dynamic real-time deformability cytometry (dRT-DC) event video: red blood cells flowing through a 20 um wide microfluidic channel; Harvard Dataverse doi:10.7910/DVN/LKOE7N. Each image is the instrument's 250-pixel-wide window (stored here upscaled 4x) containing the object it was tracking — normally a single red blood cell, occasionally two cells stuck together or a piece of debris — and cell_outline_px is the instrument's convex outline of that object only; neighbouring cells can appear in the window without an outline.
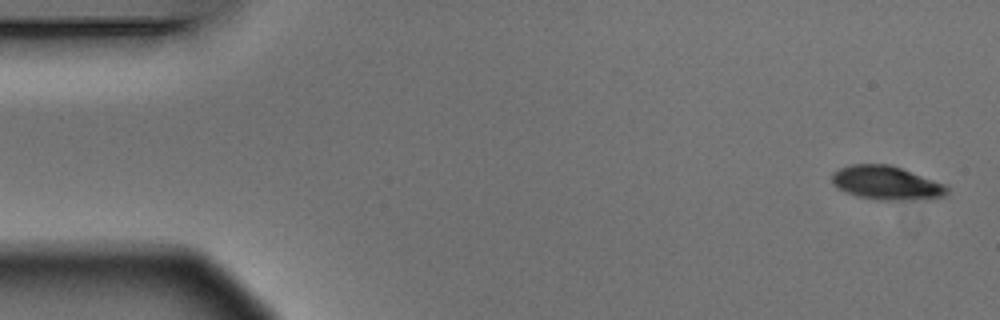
{"species": "Egyptian fruit bat (a non-hibernating species)", "species_latin": "Rousettus aegyptiacus", "temperature_condition": "warm", "stored_images_in_passage": 5, "camera_frame_rate_fps": 3000, "um_per_image_px": 0.085, "animal": {"sex": "male"}, "frame": {"image": 1, "passage_image": 1, "time_ms": 0.0, "image_size_px": [1000, 320], "cell_outline_px": [[948, 192], [944, 196], [928, 200], [880, 200], [856, 196], [836, 188], [832, 184], [832, 172], [840, 168], [852, 164], [888, 164], [900, 168], [944, 184], [948, 188]], "centroid_in_image_um": [75.32, 15.56], "position_along_channel_um": 9.7, "area_um2": 22.72}}
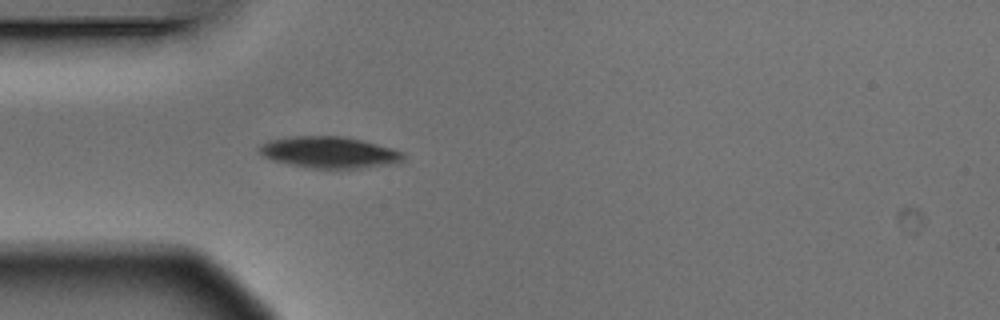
{"frame": {"image": 2, "passage_image": 5, "time_ms": 1.333, "image_size_px": [1000, 320], "cell_outline_px": [[404, 160], [400, 164], [360, 168], [312, 168], [272, 160], [264, 156], [256, 148], [260, 144], [268, 140], [288, 136], [344, 136], [392, 148], [404, 152]], "centroid_in_image_um": [28.01, 12.95], "position_along_channel_um": 57.0, "area_um2": 26.59}}